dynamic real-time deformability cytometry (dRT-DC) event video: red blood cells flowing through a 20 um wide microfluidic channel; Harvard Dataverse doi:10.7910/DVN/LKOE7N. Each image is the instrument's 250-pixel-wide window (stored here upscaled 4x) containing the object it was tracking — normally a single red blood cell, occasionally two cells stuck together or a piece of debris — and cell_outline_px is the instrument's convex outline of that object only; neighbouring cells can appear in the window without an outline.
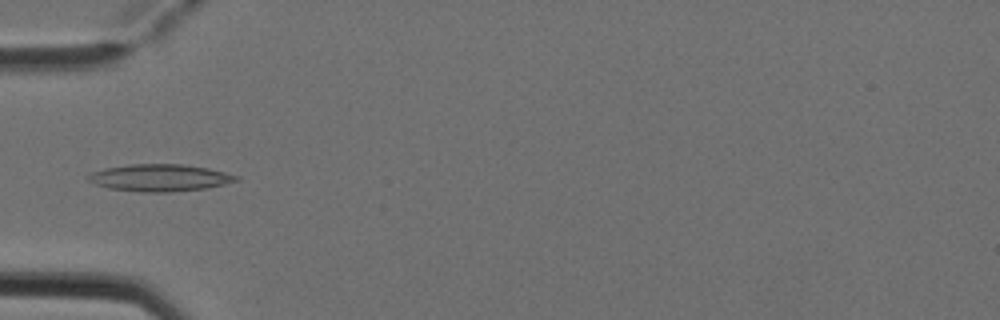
{"species": "Egyptian fruit bat (a non-hibernating species)", "species_latin": "Rousettus aegyptiacus", "temperature_condition": "cold", "stored_images_in_passage": 1, "camera_frame_rate_fps": 3000, "um_per_image_px": 0.085, "animal": {"sex": "female"}, "frame": {"image": 1, "passage_image": 1, "time_ms": 0.0, "image_size_px": [1000, 320], "cell_outline_px": [[240, 180], [224, 184], [204, 188], [168, 192], [140, 192], [108, 188], [96, 184], [88, 180], [84, 176], [92, 172], [104, 168], [128, 164], [184, 164], [208, 168], [240, 176]], "centroid_in_image_um": [13.56, 15.1], "position_along_channel_um": 71.4, "area_um2": 23.41}}